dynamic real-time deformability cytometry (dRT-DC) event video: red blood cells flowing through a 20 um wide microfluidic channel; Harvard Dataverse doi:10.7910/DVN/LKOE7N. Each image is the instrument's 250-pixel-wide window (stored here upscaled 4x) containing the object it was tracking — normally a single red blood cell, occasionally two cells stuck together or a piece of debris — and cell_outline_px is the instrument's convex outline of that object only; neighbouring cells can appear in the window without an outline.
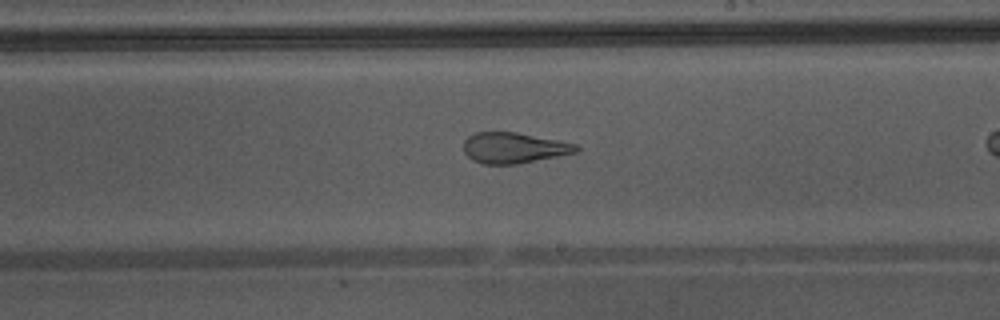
{"species": "Egyptian fruit bat (a non-hibernating species)", "species_latin": "Rousettus aegyptiacus", "temperature_condition": "warm", "stored_images_in_passage": 37, "camera_frame_rate_fps": 3000, "um_per_image_px": 0.085, "animal": {"sex": "male"}, "frame": {"image": 1, "passage_image": 27, "time_ms": 8.667, "image_size_px": [1000, 320], "cell_outline_px": [[580, 148], [576, 152], [520, 164], [484, 164], [472, 160], [464, 152], [464, 140], [468, 136], [476, 132], [516, 132], [576, 144]], "centroid_in_image_um": [43.65, 12.57], "position_along_channel_um": 245.4, "area_um2": 20.06}}